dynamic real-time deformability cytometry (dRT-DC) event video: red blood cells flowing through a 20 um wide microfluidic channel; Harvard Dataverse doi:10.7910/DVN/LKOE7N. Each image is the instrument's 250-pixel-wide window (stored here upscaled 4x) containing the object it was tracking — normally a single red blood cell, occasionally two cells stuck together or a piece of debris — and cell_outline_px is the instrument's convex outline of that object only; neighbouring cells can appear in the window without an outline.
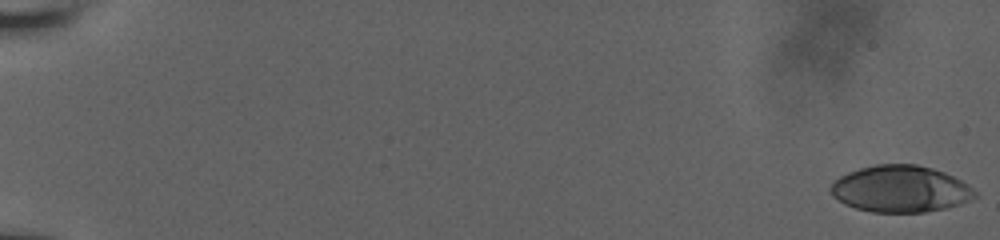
{"species": "human", "species_latin": "Homo sapiens", "temperature_condition": "room temperature", "stored_images_in_passage": 58, "camera_frame_rate_fps": 3000, "um_per_image_px": 0.085, "donor": {"sex": "male"}, "frame": {"image": 1, "passage_image": 1, "time_ms": 0.0, "image_size_px": [1000, 240], "cell_outline_px": [[976, 196], [968, 200], [944, 208], [924, 212], [872, 212], [856, 208], [844, 204], [832, 196], [828, 188], [840, 176], [848, 172], [860, 168], [876, 164], [916, 164], [932, 168], [944, 172], [968, 184], [976, 192]], "centroid_in_image_um": [76.49, 16.05], "position_along_channel_um": 8.5, "area_um2": 39.02}}
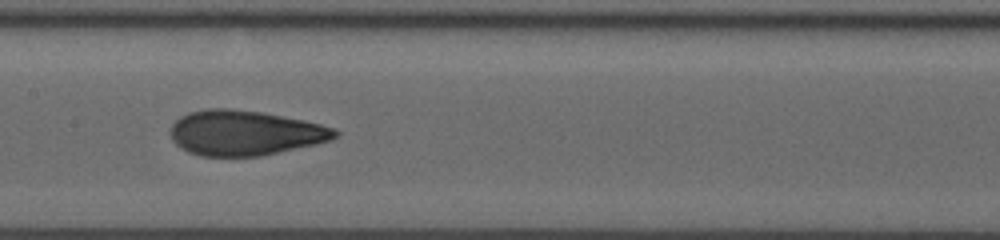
{"frame": {"image": 2, "passage_image": 32, "time_ms": 10.333, "image_size_px": [1000, 240], "cell_outline_px": [[340, 136], [332, 140], [316, 144], [260, 156], [200, 156], [188, 152], [180, 148], [172, 140], [172, 124], [180, 116], [188, 112], [208, 108], [228, 108], [260, 112], [304, 120], [336, 128], [340, 132]], "centroid_in_image_um": [20.84, 11.3], "position_along_channel_um": 186.6, "area_um2": 43.29}}
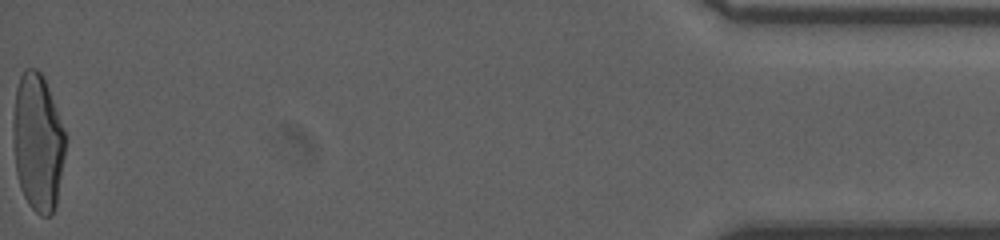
{"frame": {"image": 3, "passage_image": 58, "time_ms": 19.0, "image_size_px": [1000, 240], "cell_outline_px": [[68, 136], [56, 204], [52, 216], [40, 216], [28, 204], [20, 188], [16, 172], [12, 136], [12, 124], [16, 88], [20, 76], [24, 68], [36, 68], [44, 76]], "centroid_in_image_um": [3.22, 12.08], "position_along_channel_um": 432.0, "area_um2": 42.77}, "authors_computed_cell_mechanics": {"area_um2": 41.6449, "velocity_mm_per_s": 3.833, "shape_relaxation_time_tau1_ms": 9.4144, "shape_relaxation_time_tau2_ms": 0.8533, "deformation_change_tau1": 0.3026, "deformation_change_tau2": 0.0718}}